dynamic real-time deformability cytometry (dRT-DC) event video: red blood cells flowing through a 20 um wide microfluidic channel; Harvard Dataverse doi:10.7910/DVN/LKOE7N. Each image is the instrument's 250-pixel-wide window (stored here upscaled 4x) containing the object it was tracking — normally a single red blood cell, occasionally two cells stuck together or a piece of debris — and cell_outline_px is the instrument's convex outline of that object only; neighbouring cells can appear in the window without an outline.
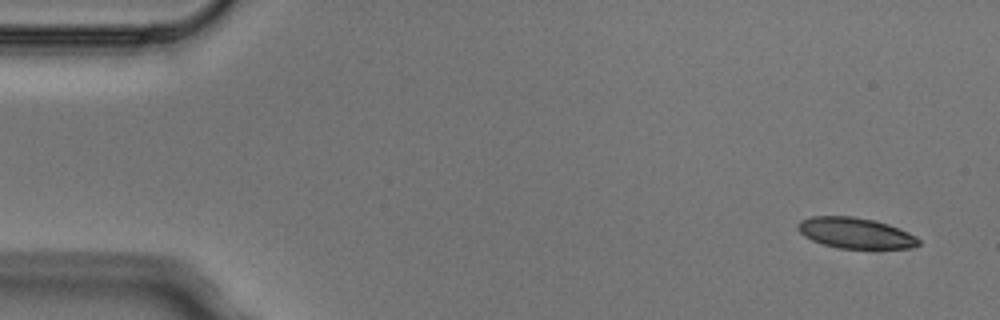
{"species": "Egyptian fruit bat (a non-hibernating species)", "species_latin": "Rousettus aegyptiacus", "temperature_condition": "cold", "stored_images_in_passage": 5, "camera_frame_rate_fps": 3000, "um_per_image_px": 0.085, "animal": {"sex": "male"}, "frame": {"image": 1, "passage_image": 1, "time_ms": 0.0, "image_size_px": [1000, 320], "cell_outline_px": [[920, 244], [912, 248], [840, 248], [824, 244], [812, 240], [804, 236], [796, 228], [796, 224], [800, 220], [812, 216], [852, 216], [876, 220], [888, 224], [908, 232], [916, 236], [920, 240]], "centroid_in_image_um": [72.7, 19.79], "position_along_channel_um": 12.3, "area_um2": 21.68}}
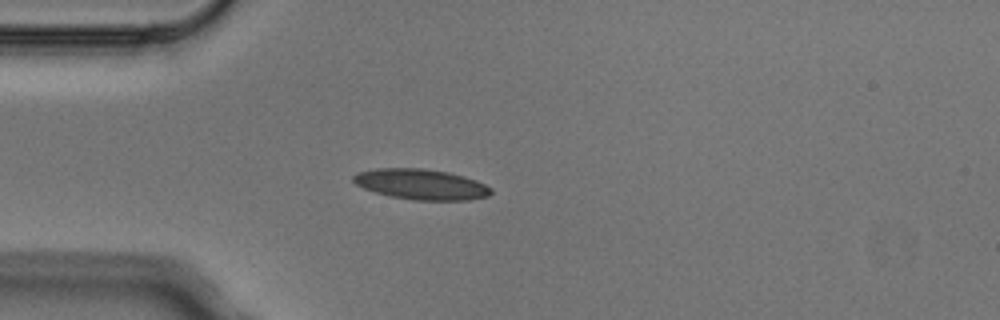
{"frame": {"image": 2, "passage_image": 4, "time_ms": 1.0, "image_size_px": [1000, 320], "cell_outline_px": [[492, 192], [488, 196], [468, 200], [412, 200], [388, 196], [364, 188], [356, 184], [352, 180], [352, 176], [360, 172], [376, 168], [424, 168], [448, 172], [464, 176], [476, 180], [492, 188]], "centroid_in_image_um": [35.8, 15.67], "position_along_channel_um": 49.2, "area_um2": 24.51}}